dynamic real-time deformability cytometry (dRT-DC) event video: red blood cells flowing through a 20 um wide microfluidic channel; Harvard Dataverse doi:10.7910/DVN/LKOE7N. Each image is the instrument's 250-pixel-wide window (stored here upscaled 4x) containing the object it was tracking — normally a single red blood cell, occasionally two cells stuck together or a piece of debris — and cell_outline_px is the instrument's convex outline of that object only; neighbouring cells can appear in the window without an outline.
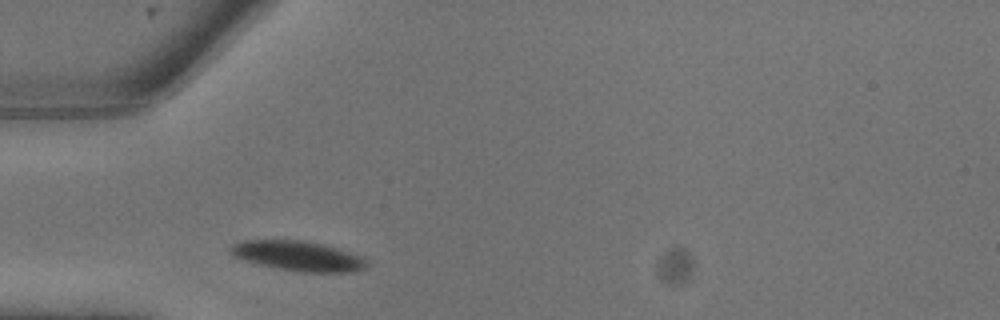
{"species": "common noctule bat (a hibernating species)", "species_latin": "Nyctalus noctula", "temperature_condition": "warm", "stored_images_in_passage": 4, "camera_frame_rate_fps": 3000, "um_per_image_px": 0.085, "animal": {"sex": "male", "body_mass_g": 13.3}, "frame": {"image": 1, "passage_image": 1, "time_ms": 0.0, "image_size_px": [1000, 320], "cell_outline_px": [[368, 264], [364, 268], [352, 272], [304, 272], [280, 268], [260, 264], [244, 260], [232, 256], [228, 252], [228, 248], [232, 244], [244, 240], [300, 240], [320, 244], [360, 256], [368, 260]], "centroid_in_image_um": [25.28, 21.75], "position_along_channel_um": 59.7, "area_um2": 23.35}}
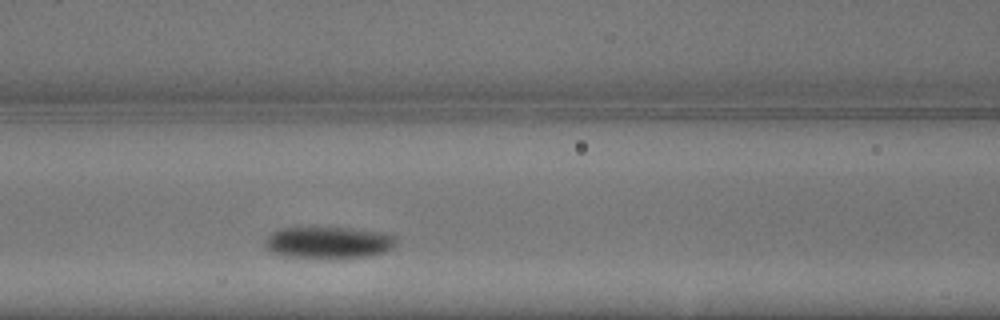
{"frame": {"image": 2, "passage_image": 4, "time_ms": 1.0, "image_size_px": [1000, 320], "cell_outline_px": [[396, 244], [392, 248], [384, 252], [372, 256], [284, 256], [268, 252], [264, 244], [264, 240], [272, 232], [280, 228], [352, 228], [384, 232], [396, 236]], "centroid_in_image_um": [27.92, 20.58], "position_along_channel_um": 138.7, "area_um2": 23.87}}